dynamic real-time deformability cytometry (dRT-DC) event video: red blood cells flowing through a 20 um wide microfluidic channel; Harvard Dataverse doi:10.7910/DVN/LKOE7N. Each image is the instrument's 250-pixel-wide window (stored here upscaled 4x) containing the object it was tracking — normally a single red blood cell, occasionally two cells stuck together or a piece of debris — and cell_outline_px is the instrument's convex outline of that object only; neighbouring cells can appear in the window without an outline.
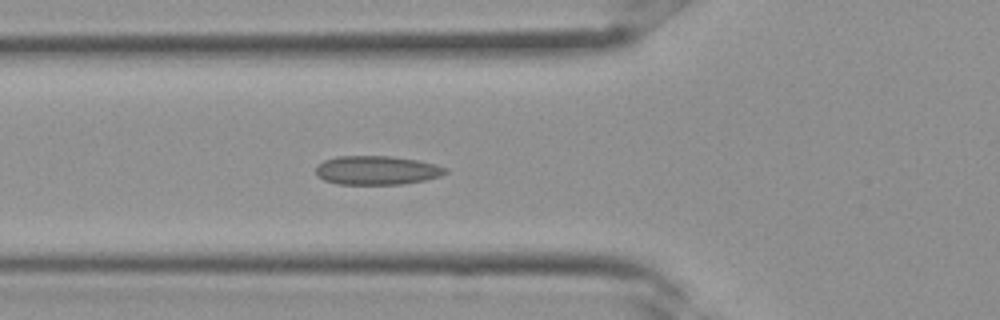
{"species": "Egyptian fruit bat (a non-hibernating species)", "species_latin": "Rousettus aegyptiacus", "temperature_condition": "room temperature", "stored_images_in_passage": 33, "camera_frame_rate_fps": 3000, "um_per_image_px": 0.085, "frame": {"image": 1, "passage_image": 11, "time_ms": 3.333, "image_size_px": [1000, 320], "cell_outline_px": [[448, 172], [440, 176], [424, 180], [400, 184], [336, 184], [324, 180], [316, 172], [316, 168], [324, 160], [336, 156], [392, 156], [416, 160], [436, 164], [448, 168]], "centroid_in_image_um": [32.05, 14.47], "position_along_channel_um": 93.7, "area_um2": 21.73}}
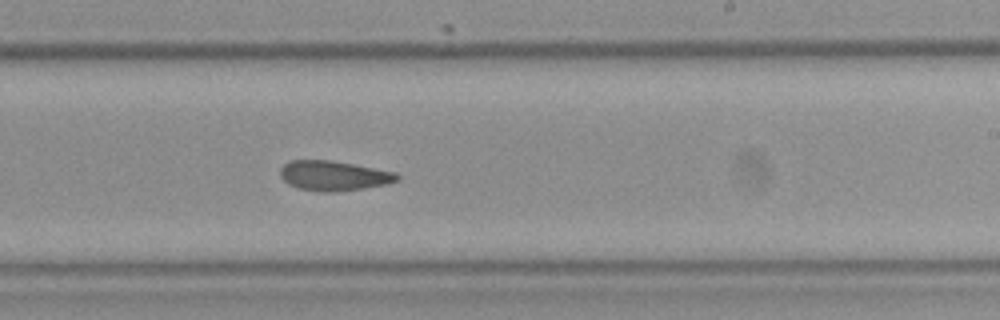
{"frame": {"image": 2, "passage_image": 19, "time_ms": 6.0, "image_size_px": [1000, 320], "cell_outline_px": [[400, 180], [388, 184], [336, 192], [324, 192], [296, 188], [288, 184], [280, 176], [280, 168], [288, 160], [332, 160], [396, 172], [400, 176]], "centroid_in_image_um": [28.36, 14.93], "position_along_channel_um": 260.6, "area_um2": 20.52}}
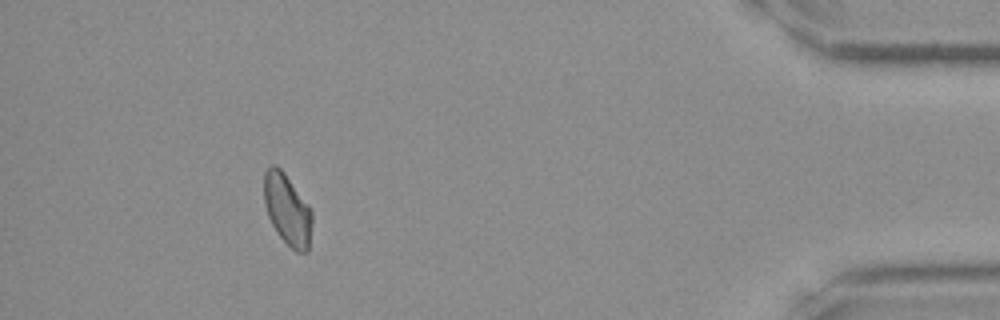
{"frame": {"image": 3, "passage_image": 29, "time_ms": 9.333, "image_size_px": [1000, 320], "cell_outline_px": [[312, 224], [308, 252], [296, 252], [276, 232], [268, 216], [264, 204], [264, 172], [272, 164], [276, 164], [284, 172], [308, 204], [312, 212]], "centroid_in_image_um": [24.42, 17.8], "position_along_channel_um": 410.8, "area_um2": 19.94}}